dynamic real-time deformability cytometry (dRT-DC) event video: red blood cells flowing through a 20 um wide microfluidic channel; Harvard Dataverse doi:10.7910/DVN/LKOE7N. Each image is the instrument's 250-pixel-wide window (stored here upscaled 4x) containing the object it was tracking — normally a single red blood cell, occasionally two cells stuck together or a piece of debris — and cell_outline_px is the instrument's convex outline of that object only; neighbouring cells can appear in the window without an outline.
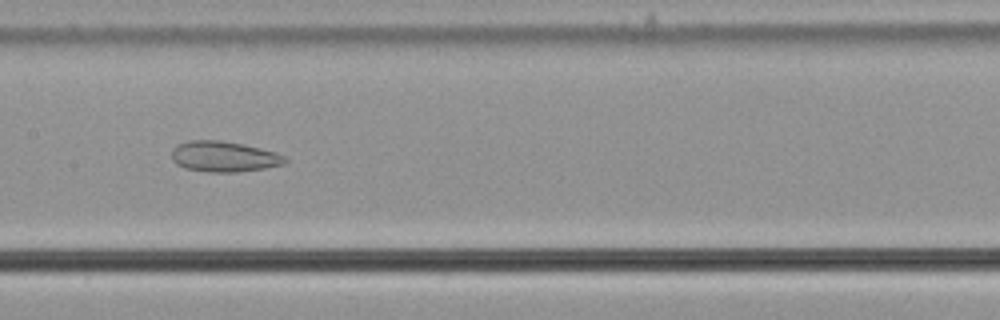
{"species": "common noctule bat (a hibernating species)", "species_latin": "Nyctalus noctula", "temperature_condition": "cold", "stored_images_in_passage": 57, "camera_frame_rate_fps": 3000, "um_per_image_px": 0.085, "animal": {"sex": "male", "body_mass_g": 21.5, "forearm_length_mm": 52.0}, "frame": {"image": 1, "passage_image": 29, "time_ms": 9.333, "image_size_px": [1000, 320], "cell_outline_px": [[288, 160], [284, 164], [264, 168], [236, 172], [208, 172], [184, 168], [176, 164], [172, 160], [172, 148], [176, 144], [188, 140], [220, 140], [260, 148], [276, 152], [284, 156]], "centroid_in_image_um": [18.99, 13.3], "position_along_channel_um": 188.4, "area_um2": 20.29}}
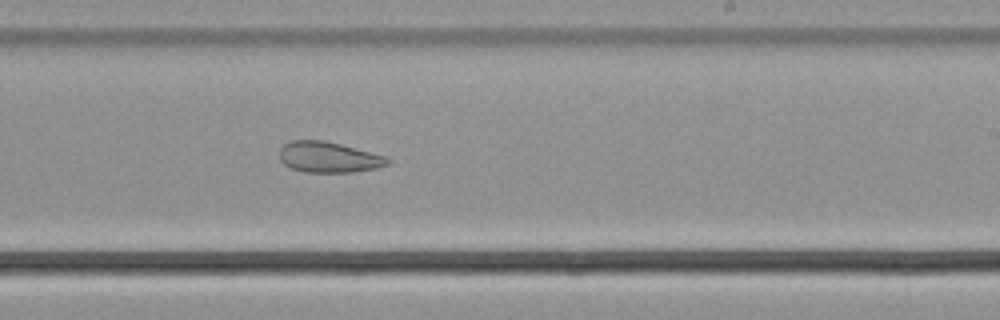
{"frame": {"image": 2, "passage_image": 35, "time_ms": 11.333, "image_size_px": [1000, 320], "cell_outline_px": [[392, 160], [388, 164], [376, 168], [352, 172], [304, 172], [292, 168], [284, 164], [280, 160], [280, 148], [284, 144], [292, 140], [324, 140], [340, 144], [384, 156]], "centroid_in_image_um": [27.91, 13.36], "position_along_channel_um": 261.1, "area_um2": 19.19}}
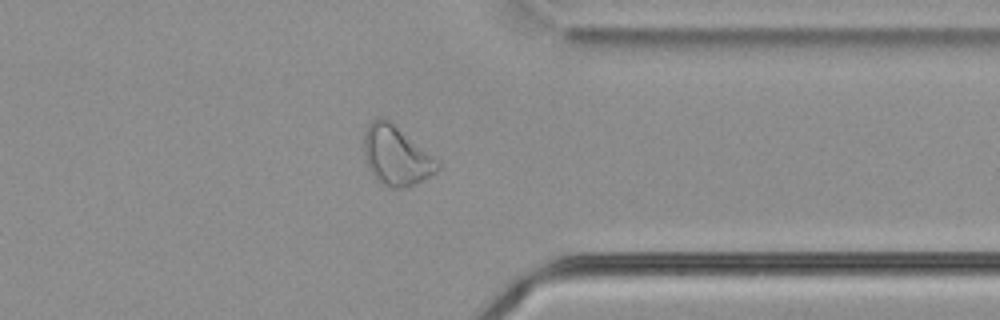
{"frame": {"image": 3, "passage_image": 45, "time_ms": 14.667, "image_size_px": [1000, 320], "cell_outline_px": [[440, 168], [436, 172], [416, 184], [404, 188], [388, 188], [380, 184], [372, 176], [368, 168], [364, 156], [364, 132], [368, 124], [372, 120], [380, 116], [384, 116], [440, 164]], "centroid_in_image_um": [33.61, 13.26], "position_along_channel_um": 377.8, "area_um2": 25.26}, "authors_computed_cell_mechanics": {"area_um2": 27.744, "velocity_mm_per_s": 3.6491, "shape_relaxation_time_tau1_ms": null, "shape_relaxation_time_tau2_ms": 2.5079, "deformation_change_tau1": null, "deformation_change_tau2": 0.092}}